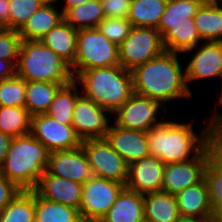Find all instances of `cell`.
<instances>
[{"label": "cell", "instance_id": "obj_1", "mask_svg": "<svg viewBox=\"0 0 222 222\" xmlns=\"http://www.w3.org/2000/svg\"><path fill=\"white\" fill-rule=\"evenodd\" d=\"M179 55L182 56L181 53L165 50L152 60L136 66L131 71L134 93L156 100L165 108L169 101L191 98L193 92L187 87Z\"/></svg>", "mask_w": 222, "mask_h": 222}, {"label": "cell", "instance_id": "obj_2", "mask_svg": "<svg viewBox=\"0 0 222 222\" xmlns=\"http://www.w3.org/2000/svg\"><path fill=\"white\" fill-rule=\"evenodd\" d=\"M193 125L192 120L178 122L175 118H164L147 132L150 155L161 159L164 164L195 159L209 145L214 123L208 119L199 134Z\"/></svg>", "mask_w": 222, "mask_h": 222}, {"label": "cell", "instance_id": "obj_3", "mask_svg": "<svg viewBox=\"0 0 222 222\" xmlns=\"http://www.w3.org/2000/svg\"><path fill=\"white\" fill-rule=\"evenodd\" d=\"M73 80L79 83L82 95L113 114L134 93L132 72L120 65L84 70Z\"/></svg>", "mask_w": 222, "mask_h": 222}, {"label": "cell", "instance_id": "obj_4", "mask_svg": "<svg viewBox=\"0 0 222 222\" xmlns=\"http://www.w3.org/2000/svg\"><path fill=\"white\" fill-rule=\"evenodd\" d=\"M49 153L31 134L14 137L0 171L21 190H33L45 172Z\"/></svg>", "mask_w": 222, "mask_h": 222}, {"label": "cell", "instance_id": "obj_5", "mask_svg": "<svg viewBox=\"0 0 222 222\" xmlns=\"http://www.w3.org/2000/svg\"><path fill=\"white\" fill-rule=\"evenodd\" d=\"M16 75L25 81L70 83V66L40 40H22Z\"/></svg>", "mask_w": 222, "mask_h": 222}, {"label": "cell", "instance_id": "obj_6", "mask_svg": "<svg viewBox=\"0 0 222 222\" xmlns=\"http://www.w3.org/2000/svg\"><path fill=\"white\" fill-rule=\"evenodd\" d=\"M118 65V46L98 28L78 30L76 58L70 66L73 78L84 70Z\"/></svg>", "mask_w": 222, "mask_h": 222}, {"label": "cell", "instance_id": "obj_7", "mask_svg": "<svg viewBox=\"0 0 222 222\" xmlns=\"http://www.w3.org/2000/svg\"><path fill=\"white\" fill-rule=\"evenodd\" d=\"M164 51L162 35L156 28L132 27L129 36L118 46L119 63L132 71Z\"/></svg>", "mask_w": 222, "mask_h": 222}, {"label": "cell", "instance_id": "obj_8", "mask_svg": "<svg viewBox=\"0 0 222 222\" xmlns=\"http://www.w3.org/2000/svg\"><path fill=\"white\" fill-rule=\"evenodd\" d=\"M125 185L92 176L82 186L80 216L83 222H99L113 205Z\"/></svg>", "mask_w": 222, "mask_h": 222}, {"label": "cell", "instance_id": "obj_9", "mask_svg": "<svg viewBox=\"0 0 222 222\" xmlns=\"http://www.w3.org/2000/svg\"><path fill=\"white\" fill-rule=\"evenodd\" d=\"M163 113H160V112ZM168 109L160 102L133 93L132 96L113 114L114 124L118 127L148 132L163 121L158 115L166 117Z\"/></svg>", "mask_w": 222, "mask_h": 222}, {"label": "cell", "instance_id": "obj_10", "mask_svg": "<svg viewBox=\"0 0 222 222\" xmlns=\"http://www.w3.org/2000/svg\"><path fill=\"white\" fill-rule=\"evenodd\" d=\"M91 166L93 176L113 180L126 186L129 165L103 139H88L81 143Z\"/></svg>", "mask_w": 222, "mask_h": 222}, {"label": "cell", "instance_id": "obj_11", "mask_svg": "<svg viewBox=\"0 0 222 222\" xmlns=\"http://www.w3.org/2000/svg\"><path fill=\"white\" fill-rule=\"evenodd\" d=\"M112 116L110 110L102 109L93 100L81 94L74 105L72 126L81 141L103 139L114 123Z\"/></svg>", "mask_w": 222, "mask_h": 222}, {"label": "cell", "instance_id": "obj_12", "mask_svg": "<svg viewBox=\"0 0 222 222\" xmlns=\"http://www.w3.org/2000/svg\"><path fill=\"white\" fill-rule=\"evenodd\" d=\"M212 158L209 145L195 158L184 162L165 164L161 191L177 195L204 179V171Z\"/></svg>", "mask_w": 222, "mask_h": 222}, {"label": "cell", "instance_id": "obj_13", "mask_svg": "<svg viewBox=\"0 0 222 222\" xmlns=\"http://www.w3.org/2000/svg\"><path fill=\"white\" fill-rule=\"evenodd\" d=\"M184 53H193L184 68L186 84L191 92L189 83L218 77L222 79V42H202Z\"/></svg>", "mask_w": 222, "mask_h": 222}, {"label": "cell", "instance_id": "obj_14", "mask_svg": "<svg viewBox=\"0 0 222 222\" xmlns=\"http://www.w3.org/2000/svg\"><path fill=\"white\" fill-rule=\"evenodd\" d=\"M30 134L49 152L75 149L82 143L72 125H64L46 113L32 116Z\"/></svg>", "mask_w": 222, "mask_h": 222}, {"label": "cell", "instance_id": "obj_15", "mask_svg": "<svg viewBox=\"0 0 222 222\" xmlns=\"http://www.w3.org/2000/svg\"><path fill=\"white\" fill-rule=\"evenodd\" d=\"M45 171L48 174L66 178L80 184H84L93 176L91 166L82 146L71 150L50 152Z\"/></svg>", "mask_w": 222, "mask_h": 222}, {"label": "cell", "instance_id": "obj_16", "mask_svg": "<svg viewBox=\"0 0 222 222\" xmlns=\"http://www.w3.org/2000/svg\"><path fill=\"white\" fill-rule=\"evenodd\" d=\"M165 164L161 159L148 155L129 165L126 188L145 195L162 188Z\"/></svg>", "mask_w": 222, "mask_h": 222}, {"label": "cell", "instance_id": "obj_17", "mask_svg": "<svg viewBox=\"0 0 222 222\" xmlns=\"http://www.w3.org/2000/svg\"><path fill=\"white\" fill-rule=\"evenodd\" d=\"M105 139L128 165L150 155L147 132L125 129L113 123Z\"/></svg>", "mask_w": 222, "mask_h": 222}, {"label": "cell", "instance_id": "obj_18", "mask_svg": "<svg viewBox=\"0 0 222 222\" xmlns=\"http://www.w3.org/2000/svg\"><path fill=\"white\" fill-rule=\"evenodd\" d=\"M82 186L83 184L48 174L45 171L33 191L41 198L79 210L82 201Z\"/></svg>", "mask_w": 222, "mask_h": 222}, {"label": "cell", "instance_id": "obj_19", "mask_svg": "<svg viewBox=\"0 0 222 222\" xmlns=\"http://www.w3.org/2000/svg\"><path fill=\"white\" fill-rule=\"evenodd\" d=\"M157 30L162 35L166 51L184 55L185 51L203 42L198 35L194 18H188V21L160 22Z\"/></svg>", "mask_w": 222, "mask_h": 222}, {"label": "cell", "instance_id": "obj_20", "mask_svg": "<svg viewBox=\"0 0 222 222\" xmlns=\"http://www.w3.org/2000/svg\"><path fill=\"white\" fill-rule=\"evenodd\" d=\"M99 222H145L143 195L125 187Z\"/></svg>", "mask_w": 222, "mask_h": 222}, {"label": "cell", "instance_id": "obj_21", "mask_svg": "<svg viewBox=\"0 0 222 222\" xmlns=\"http://www.w3.org/2000/svg\"><path fill=\"white\" fill-rule=\"evenodd\" d=\"M55 2L44 3L18 31L21 40H40L63 20L62 11ZM57 7V8H56Z\"/></svg>", "mask_w": 222, "mask_h": 222}, {"label": "cell", "instance_id": "obj_22", "mask_svg": "<svg viewBox=\"0 0 222 222\" xmlns=\"http://www.w3.org/2000/svg\"><path fill=\"white\" fill-rule=\"evenodd\" d=\"M193 18L203 42H222V0L205 1Z\"/></svg>", "mask_w": 222, "mask_h": 222}, {"label": "cell", "instance_id": "obj_23", "mask_svg": "<svg viewBox=\"0 0 222 222\" xmlns=\"http://www.w3.org/2000/svg\"><path fill=\"white\" fill-rule=\"evenodd\" d=\"M77 36L78 30L63 20L40 41L71 66L76 58Z\"/></svg>", "mask_w": 222, "mask_h": 222}, {"label": "cell", "instance_id": "obj_24", "mask_svg": "<svg viewBox=\"0 0 222 222\" xmlns=\"http://www.w3.org/2000/svg\"><path fill=\"white\" fill-rule=\"evenodd\" d=\"M175 196L180 216L215 217L210 206L208 189L204 179Z\"/></svg>", "mask_w": 222, "mask_h": 222}, {"label": "cell", "instance_id": "obj_25", "mask_svg": "<svg viewBox=\"0 0 222 222\" xmlns=\"http://www.w3.org/2000/svg\"><path fill=\"white\" fill-rule=\"evenodd\" d=\"M145 222H175L179 208L175 195L163 191L143 195Z\"/></svg>", "mask_w": 222, "mask_h": 222}, {"label": "cell", "instance_id": "obj_26", "mask_svg": "<svg viewBox=\"0 0 222 222\" xmlns=\"http://www.w3.org/2000/svg\"><path fill=\"white\" fill-rule=\"evenodd\" d=\"M66 84L26 81L25 108L32 116L45 114L59 89Z\"/></svg>", "mask_w": 222, "mask_h": 222}, {"label": "cell", "instance_id": "obj_27", "mask_svg": "<svg viewBox=\"0 0 222 222\" xmlns=\"http://www.w3.org/2000/svg\"><path fill=\"white\" fill-rule=\"evenodd\" d=\"M168 0H131L127 19L133 27L158 28Z\"/></svg>", "mask_w": 222, "mask_h": 222}, {"label": "cell", "instance_id": "obj_28", "mask_svg": "<svg viewBox=\"0 0 222 222\" xmlns=\"http://www.w3.org/2000/svg\"><path fill=\"white\" fill-rule=\"evenodd\" d=\"M78 88L79 85L74 80L63 85L51 102L46 114L64 125H72L74 105L81 95Z\"/></svg>", "mask_w": 222, "mask_h": 222}, {"label": "cell", "instance_id": "obj_29", "mask_svg": "<svg viewBox=\"0 0 222 222\" xmlns=\"http://www.w3.org/2000/svg\"><path fill=\"white\" fill-rule=\"evenodd\" d=\"M35 222H83L78 209L39 197L35 193Z\"/></svg>", "mask_w": 222, "mask_h": 222}, {"label": "cell", "instance_id": "obj_30", "mask_svg": "<svg viewBox=\"0 0 222 222\" xmlns=\"http://www.w3.org/2000/svg\"><path fill=\"white\" fill-rule=\"evenodd\" d=\"M64 21L76 30L97 28L105 18L101 0H90L84 4L69 9L64 15Z\"/></svg>", "mask_w": 222, "mask_h": 222}, {"label": "cell", "instance_id": "obj_31", "mask_svg": "<svg viewBox=\"0 0 222 222\" xmlns=\"http://www.w3.org/2000/svg\"><path fill=\"white\" fill-rule=\"evenodd\" d=\"M0 222H35V192L33 190H21L0 211Z\"/></svg>", "mask_w": 222, "mask_h": 222}, {"label": "cell", "instance_id": "obj_32", "mask_svg": "<svg viewBox=\"0 0 222 222\" xmlns=\"http://www.w3.org/2000/svg\"><path fill=\"white\" fill-rule=\"evenodd\" d=\"M32 115L25 107L0 106V130L11 137L30 134Z\"/></svg>", "mask_w": 222, "mask_h": 222}, {"label": "cell", "instance_id": "obj_33", "mask_svg": "<svg viewBox=\"0 0 222 222\" xmlns=\"http://www.w3.org/2000/svg\"><path fill=\"white\" fill-rule=\"evenodd\" d=\"M209 202L214 216L222 210V166L213 158L208 161L204 171Z\"/></svg>", "mask_w": 222, "mask_h": 222}, {"label": "cell", "instance_id": "obj_34", "mask_svg": "<svg viewBox=\"0 0 222 222\" xmlns=\"http://www.w3.org/2000/svg\"><path fill=\"white\" fill-rule=\"evenodd\" d=\"M26 81L13 75L0 81V106L25 107Z\"/></svg>", "mask_w": 222, "mask_h": 222}, {"label": "cell", "instance_id": "obj_35", "mask_svg": "<svg viewBox=\"0 0 222 222\" xmlns=\"http://www.w3.org/2000/svg\"><path fill=\"white\" fill-rule=\"evenodd\" d=\"M204 0H168L160 22L188 21L193 18Z\"/></svg>", "mask_w": 222, "mask_h": 222}, {"label": "cell", "instance_id": "obj_36", "mask_svg": "<svg viewBox=\"0 0 222 222\" xmlns=\"http://www.w3.org/2000/svg\"><path fill=\"white\" fill-rule=\"evenodd\" d=\"M44 3L42 0H9V29L19 31Z\"/></svg>", "mask_w": 222, "mask_h": 222}, {"label": "cell", "instance_id": "obj_37", "mask_svg": "<svg viewBox=\"0 0 222 222\" xmlns=\"http://www.w3.org/2000/svg\"><path fill=\"white\" fill-rule=\"evenodd\" d=\"M132 27L127 18L105 17L97 28L109 41L119 46L129 36Z\"/></svg>", "mask_w": 222, "mask_h": 222}, {"label": "cell", "instance_id": "obj_38", "mask_svg": "<svg viewBox=\"0 0 222 222\" xmlns=\"http://www.w3.org/2000/svg\"><path fill=\"white\" fill-rule=\"evenodd\" d=\"M21 41L18 31L0 28V59L11 61L16 66Z\"/></svg>", "mask_w": 222, "mask_h": 222}, {"label": "cell", "instance_id": "obj_39", "mask_svg": "<svg viewBox=\"0 0 222 222\" xmlns=\"http://www.w3.org/2000/svg\"><path fill=\"white\" fill-rule=\"evenodd\" d=\"M131 0H101L105 17L127 18Z\"/></svg>", "mask_w": 222, "mask_h": 222}, {"label": "cell", "instance_id": "obj_40", "mask_svg": "<svg viewBox=\"0 0 222 222\" xmlns=\"http://www.w3.org/2000/svg\"><path fill=\"white\" fill-rule=\"evenodd\" d=\"M20 191L21 189L7 179L0 171V211L3 210Z\"/></svg>", "mask_w": 222, "mask_h": 222}, {"label": "cell", "instance_id": "obj_41", "mask_svg": "<svg viewBox=\"0 0 222 222\" xmlns=\"http://www.w3.org/2000/svg\"><path fill=\"white\" fill-rule=\"evenodd\" d=\"M212 158L222 166V126L213 125L209 137Z\"/></svg>", "mask_w": 222, "mask_h": 222}, {"label": "cell", "instance_id": "obj_42", "mask_svg": "<svg viewBox=\"0 0 222 222\" xmlns=\"http://www.w3.org/2000/svg\"><path fill=\"white\" fill-rule=\"evenodd\" d=\"M12 140H13V137H11L8 134L3 133L0 130V166L3 164L8 154V150L10 148Z\"/></svg>", "mask_w": 222, "mask_h": 222}, {"label": "cell", "instance_id": "obj_43", "mask_svg": "<svg viewBox=\"0 0 222 222\" xmlns=\"http://www.w3.org/2000/svg\"><path fill=\"white\" fill-rule=\"evenodd\" d=\"M9 0H0V28L9 29Z\"/></svg>", "mask_w": 222, "mask_h": 222}, {"label": "cell", "instance_id": "obj_44", "mask_svg": "<svg viewBox=\"0 0 222 222\" xmlns=\"http://www.w3.org/2000/svg\"><path fill=\"white\" fill-rule=\"evenodd\" d=\"M16 74V66L11 62L0 59V81Z\"/></svg>", "mask_w": 222, "mask_h": 222}, {"label": "cell", "instance_id": "obj_45", "mask_svg": "<svg viewBox=\"0 0 222 222\" xmlns=\"http://www.w3.org/2000/svg\"><path fill=\"white\" fill-rule=\"evenodd\" d=\"M221 83V90L219 91V94L217 95V96H219L218 98V102H217V104L216 105H220L221 106V104H222V79H221V81H220ZM209 119L215 124V125H218V126H222V112L220 111V113L219 112H217V110L215 109V111L213 110L212 111V115L209 117Z\"/></svg>", "mask_w": 222, "mask_h": 222}, {"label": "cell", "instance_id": "obj_46", "mask_svg": "<svg viewBox=\"0 0 222 222\" xmlns=\"http://www.w3.org/2000/svg\"><path fill=\"white\" fill-rule=\"evenodd\" d=\"M62 3H64L63 7L60 5L57 4V6L61 7V11L63 13V15L69 10V9H72L74 7H77L78 5H81V4H84L86 3L87 1H90V0H61Z\"/></svg>", "mask_w": 222, "mask_h": 222}, {"label": "cell", "instance_id": "obj_47", "mask_svg": "<svg viewBox=\"0 0 222 222\" xmlns=\"http://www.w3.org/2000/svg\"><path fill=\"white\" fill-rule=\"evenodd\" d=\"M215 217H190L180 216L175 222H211Z\"/></svg>", "mask_w": 222, "mask_h": 222}, {"label": "cell", "instance_id": "obj_48", "mask_svg": "<svg viewBox=\"0 0 222 222\" xmlns=\"http://www.w3.org/2000/svg\"><path fill=\"white\" fill-rule=\"evenodd\" d=\"M217 222H222V210L215 216Z\"/></svg>", "mask_w": 222, "mask_h": 222}, {"label": "cell", "instance_id": "obj_49", "mask_svg": "<svg viewBox=\"0 0 222 222\" xmlns=\"http://www.w3.org/2000/svg\"><path fill=\"white\" fill-rule=\"evenodd\" d=\"M42 1H44L45 3H52V2L58 3L60 0H42Z\"/></svg>", "mask_w": 222, "mask_h": 222}]
</instances>
